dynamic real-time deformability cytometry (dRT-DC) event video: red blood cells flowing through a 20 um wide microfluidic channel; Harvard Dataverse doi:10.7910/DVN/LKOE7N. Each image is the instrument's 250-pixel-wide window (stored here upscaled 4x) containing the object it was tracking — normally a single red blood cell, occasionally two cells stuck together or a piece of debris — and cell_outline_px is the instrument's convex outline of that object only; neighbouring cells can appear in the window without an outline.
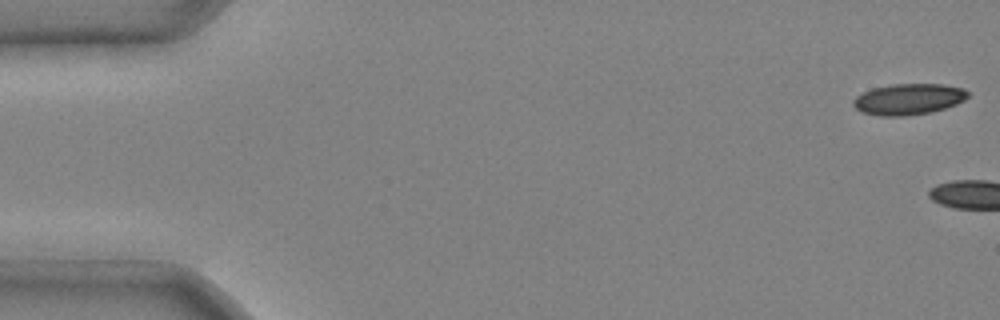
{"species": "common noctule bat (a hibernating species)", "species_latin": "Nyctalus noctula", "temperature_condition": "cold", "stored_images_in_passage": 5, "camera_frame_rate_fps": 3000, "um_per_image_px": 0.085, "animal": {"sex": "male", "body_mass_g": 20.4}, "frame": {"image": 1, "passage_image": 1, "time_ms": 0.0, "image_size_px": [1000, 320], "cell_outline_px": [[968, 96], [964, 100], [956, 104], [932, 112], [908, 116], [880, 116], [860, 112], [852, 104], [852, 100], [856, 96], [872, 88], [892, 84], [944, 84], [964, 88], [968, 92]], "centroid_in_image_um": [77.21, 8.43], "position_along_channel_um": 7.8, "area_um2": 20.92}}
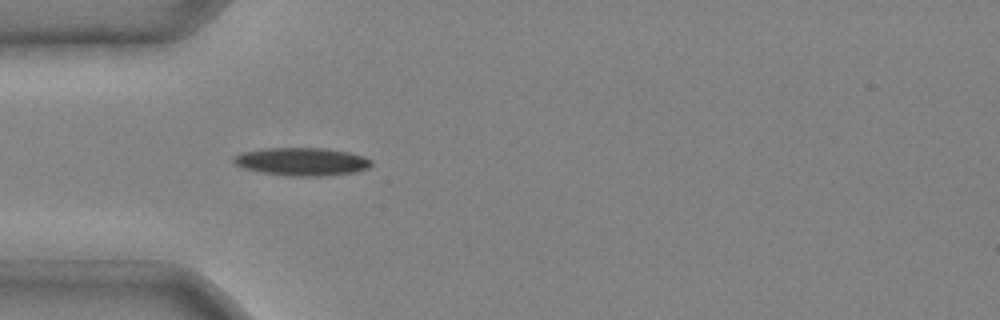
{"frame": {"image": 2, "passage_image": 5, "time_ms": 1.333, "image_size_px": [1000, 320], "cell_outline_px": [[372, 164], [368, 168], [356, 172], [320, 176], [288, 176], [264, 172], [244, 168], [236, 164], [232, 160], [232, 156], [240, 152], [268, 148], [324, 148], [348, 152], [364, 156], [372, 160]], "centroid_in_image_um": [25.66, 13.73], "position_along_channel_um": 59.3, "area_um2": 22.43}}